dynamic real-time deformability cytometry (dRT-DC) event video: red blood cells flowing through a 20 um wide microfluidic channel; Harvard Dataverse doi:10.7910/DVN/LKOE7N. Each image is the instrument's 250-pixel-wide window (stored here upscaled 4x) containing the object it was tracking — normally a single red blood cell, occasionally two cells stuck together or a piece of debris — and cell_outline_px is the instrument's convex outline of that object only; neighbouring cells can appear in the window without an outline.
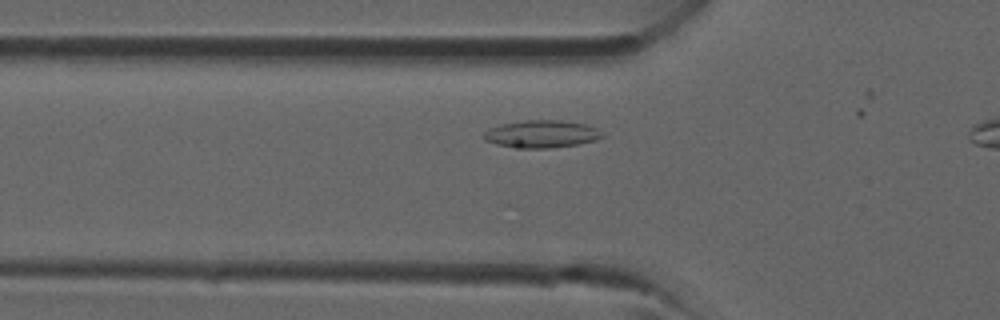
{"species": "common noctule bat (a hibernating species)", "species_latin": "Nyctalus noctula", "temperature_condition": "room temperature", "stored_images_in_passage": 8, "camera_frame_rate_fps": 3000, "um_per_image_px": 0.085, "animal": {"sex": "male", "forearm_length_mm": 52.5}, "frame": {"image": 1, "passage_image": 7, "time_ms": 2.0, "image_size_px": [1000, 320], "cell_outline_px": [[604, 136], [596, 140], [576, 144], [548, 148], [516, 148], [496, 144], [484, 140], [484, 132], [492, 128], [504, 124], [524, 120], [560, 120], [584, 124], [596, 128]], "centroid_in_image_um": [46.03, 11.39], "position_along_channel_um": 79.8, "area_um2": 18.67}}